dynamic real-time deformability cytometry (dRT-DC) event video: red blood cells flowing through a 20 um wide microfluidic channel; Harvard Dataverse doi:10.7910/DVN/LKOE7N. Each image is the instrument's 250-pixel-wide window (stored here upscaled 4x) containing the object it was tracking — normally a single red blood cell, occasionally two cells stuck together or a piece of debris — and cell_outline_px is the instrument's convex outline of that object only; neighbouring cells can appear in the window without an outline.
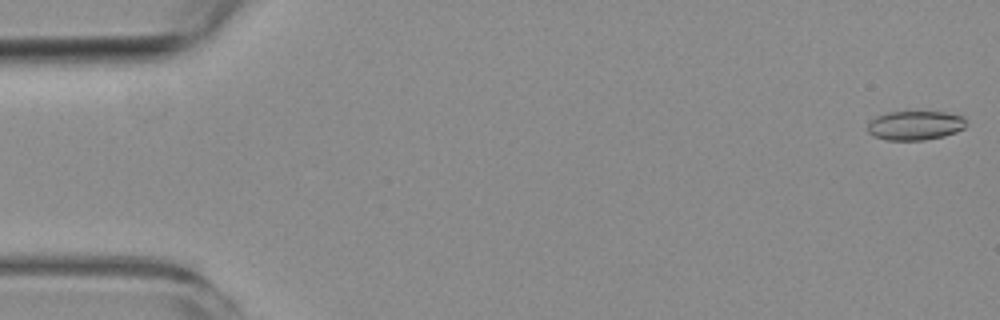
{"species": "common noctule bat (a hibernating species)", "species_latin": "Nyctalus noctula", "temperature_condition": "room temperature", "stored_images_in_passage": 6, "segment_of_instrument_passage": [1, 2], "camera_frame_rate_fps": 3000, "um_per_image_px": 0.085, "animal": {"sex": "female", "body_mass_g": 19.3, "forearm_length_mm": 54.1}, "frame": {"image": 1, "passage_image": 1, "time_ms": 0.0, "image_size_px": [1000, 320], "cell_outline_px": [[964, 128], [956, 132], [944, 136], [924, 140], [888, 140], [872, 136], [868, 132], [868, 124], [876, 116], [888, 112], [944, 112], [964, 116]], "centroid_in_image_um": [77.77, 10.66], "position_along_channel_um": 7.2, "area_um2": 16.7}}